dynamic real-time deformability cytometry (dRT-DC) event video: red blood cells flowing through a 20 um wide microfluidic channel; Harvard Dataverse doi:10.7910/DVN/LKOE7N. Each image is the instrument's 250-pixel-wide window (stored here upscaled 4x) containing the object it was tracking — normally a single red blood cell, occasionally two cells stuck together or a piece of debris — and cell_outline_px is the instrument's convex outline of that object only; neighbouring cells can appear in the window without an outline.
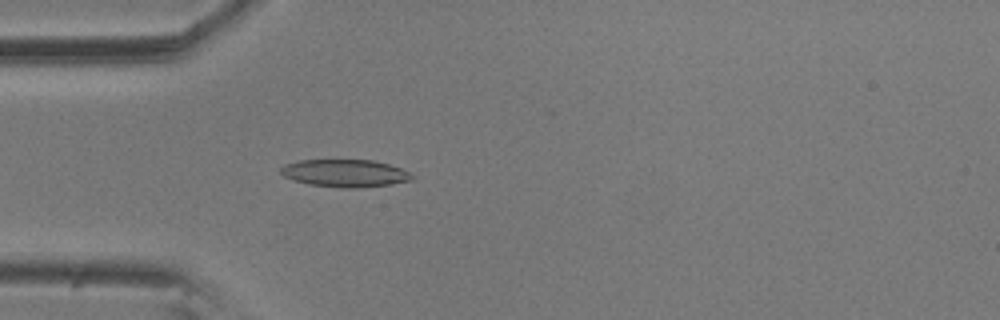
{"species": "common noctule bat (a hibernating species)", "species_latin": "Nyctalus noctula", "temperature_condition": "room temperature", "stored_images_in_passage": 29, "camera_frame_rate_fps": 3000, "um_per_image_px": 0.085, "animal": {"sex": "male", "body_mass_g": 20.5, "forearm_length_mm": 52.5}, "frame": {"image": 1, "passage_image": 16, "time_ms": 5.0, "image_size_px": [1000, 320], "cell_outline_px": [[412, 180], [392, 184], [356, 188], [340, 188], [308, 184], [292, 180], [284, 176], [280, 172], [280, 168], [284, 164], [300, 160], [372, 160], [388, 164], [400, 168], [408, 172], [412, 176]], "centroid_in_image_um": [29.28, 14.73], "position_along_channel_um": 55.7, "area_um2": 21.04}}
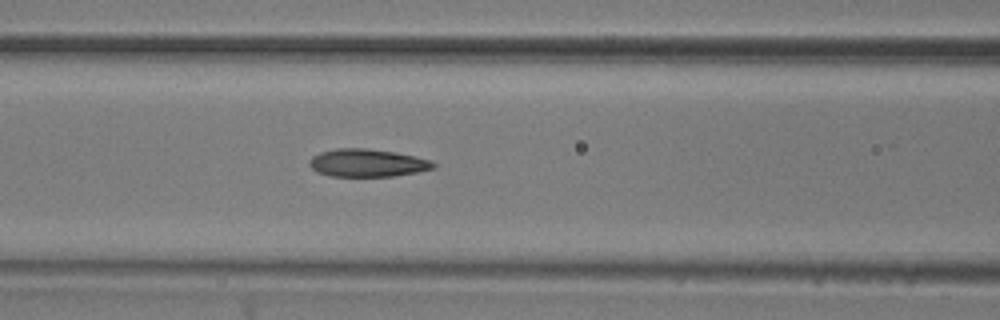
{"frame": {"image": 2, "passage_image": 23, "time_ms": 7.333, "image_size_px": [1000, 320], "cell_outline_px": [[436, 168], [416, 172], [392, 176], [332, 176], [316, 172], [308, 164], [312, 156], [320, 152], [336, 148], [364, 148], [396, 152], [428, 160], [436, 164]], "centroid_in_image_um": [31.18, 13.84], "position_along_channel_um": 135.4, "area_um2": 19.94}}
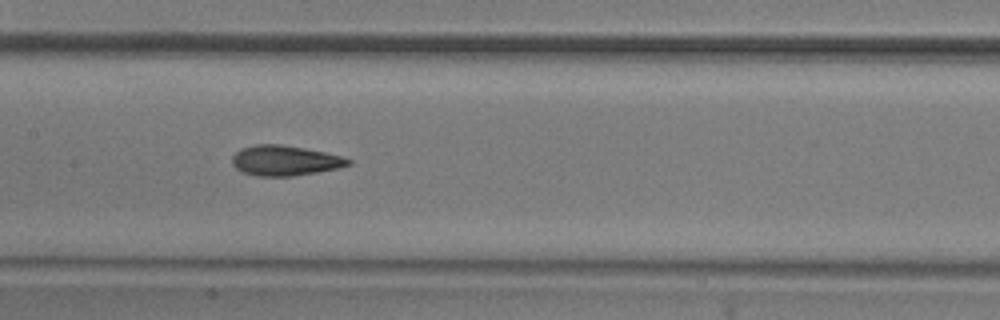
{"frame": {"image": 3, "passage_image": 27, "time_ms": 8.667, "image_size_px": [1000, 320], "cell_outline_px": [[352, 164], [340, 168], [292, 176], [256, 176], [244, 172], [236, 168], [232, 164], [232, 156], [240, 148], [256, 144], [280, 144], [304, 148], [324, 152], [340, 156], [352, 160]], "centroid_in_image_um": [24.21, 13.64], "position_along_channel_um": 183.2, "area_um2": 20.4}}